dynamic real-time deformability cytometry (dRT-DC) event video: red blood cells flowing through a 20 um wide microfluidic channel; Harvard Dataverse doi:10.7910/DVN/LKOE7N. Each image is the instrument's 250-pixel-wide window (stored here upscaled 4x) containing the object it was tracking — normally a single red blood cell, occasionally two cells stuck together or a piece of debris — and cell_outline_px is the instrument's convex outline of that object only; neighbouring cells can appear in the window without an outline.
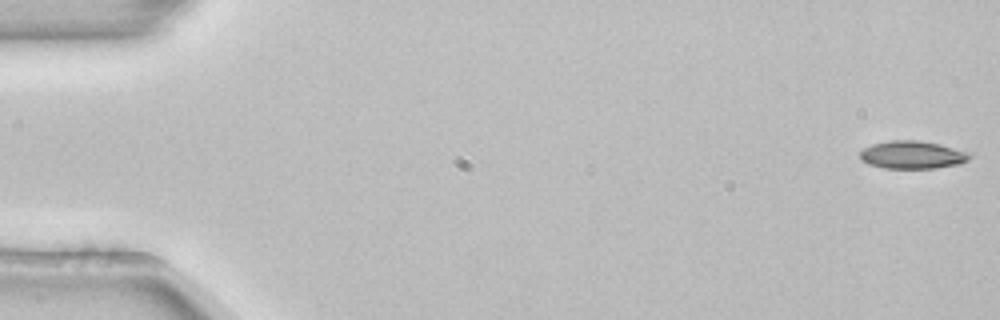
{"species": "common noctule bat (a hibernating species)", "species_latin": "Nyctalus noctula", "temperature_condition": "room temperature", "stored_images_in_passage": 54, "camera_frame_rate_fps": 3000, "um_per_image_px": 0.085, "animal": {"sex": "female", "body_mass_g": 22.7, "forearm_length_mm": 54.2}, "frame": {"image": 1, "passage_image": 1, "time_ms": 0.0, "image_size_px": [1000, 320], "cell_outline_px": [[972, 156], [968, 160], [960, 164], [936, 168], [884, 168], [868, 164], [860, 160], [860, 152], [864, 148], [872, 144], [892, 140], [920, 140], [940, 144], [972, 152]], "centroid_in_image_um": [77.59, 13.16], "position_along_channel_um": 7.4, "area_um2": 18.03}}
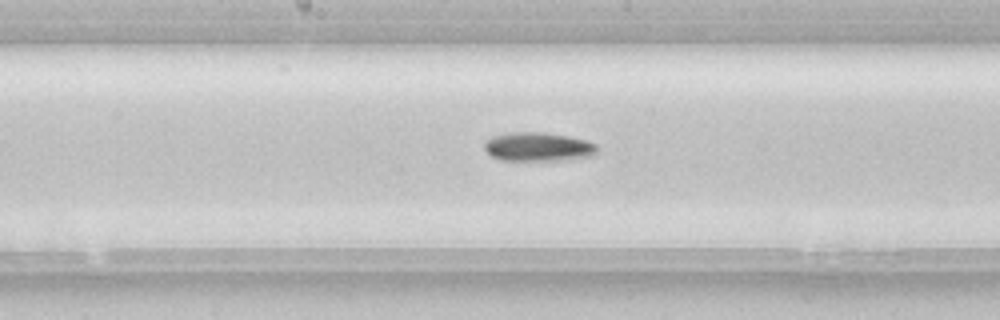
{"frame": {"image": 2, "passage_image": 28, "time_ms": 9.0, "image_size_px": [1000, 320], "cell_outline_px": [[596, 152], [592, 156], [564, 160], [500, 160], [492, 156], [484, 148], [484, 144], [492, 136], [508, 132], [540, 132], [568, 136], [584, 140], [596, 144]], "centroid_in_image_um": [45.72, 12.48], "position_along_channel_um": 202.5, "area_um2": 18.84}}
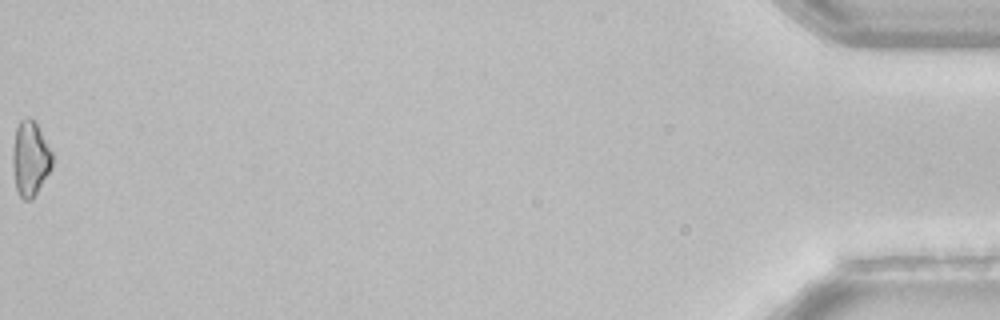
{"frame": {"image": 3, "passage_image": 54, "time_ms": 17.667, "image_size_px": [1000, 320], "cell_outline_px": [[52, 168], [36, 192], [28, 200], [24, 200], [20, 196], [16, 188], [12, 164], [12, 148], [16, 128], [20, 120], [24, 116], [28, 116], [36, 120], [52, 152]], "centroid_in_image_um": [2.56, 13.39], "position_along_channel_um": 432.6, "area_um2": 17.4}, "authors_computed_cell_mechanics": {"area_um2": 17.9469, "velocity_mm_per_s": 3.8709, "shape_relaxation_time_tau1_ms": 2.947, "shape_relaxation_time_tau2_ms": null, "deformation_change_tau1": 0.093, "deformation_change_tau2": null}}